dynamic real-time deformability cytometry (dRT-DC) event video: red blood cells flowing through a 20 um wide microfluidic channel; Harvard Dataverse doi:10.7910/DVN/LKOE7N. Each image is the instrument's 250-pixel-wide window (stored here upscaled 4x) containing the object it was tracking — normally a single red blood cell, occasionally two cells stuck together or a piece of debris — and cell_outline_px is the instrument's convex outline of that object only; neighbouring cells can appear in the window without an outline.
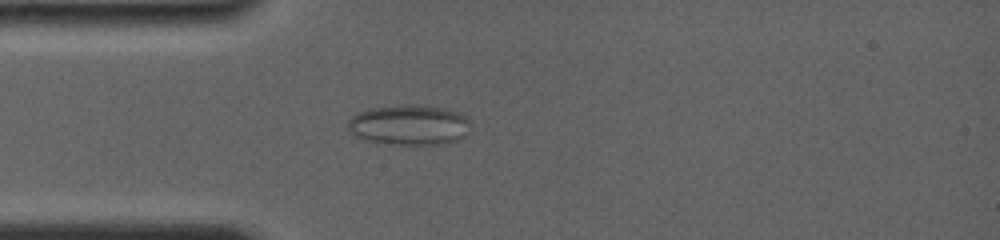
{"species": "common noctule bat (a hibernating species)", "species_latin": "Nyctalus noctula", "temperature_condition": "room temperature", "stored_images_in_passage": 62, "camera_frame_rate_fps": 4000, "um_per_image_px": 0.085, "animal": {"sex": "female", "body_mass_g": 19.0, "forearm_length_mm": 56.7}, "frame": {"image": 1, "passage_image": 13, "time_ms": 3.0, "image_size_px": [1000, 240], "cell_outline_px": [[468, 132], [464, 136], [456, 140], [440, 144], [392, 144], [368, 140], [356, 136], [348, 128], [348, 120], [352, 116], [360, 112], [372, 108], [408, 104], [444, 108], [456, 112], [464, 116], [468, 120]], "centroid_in_image_um": [34.77, 10.62], "position_along_channel_um": 50.2, "area_um2": 28.21}}
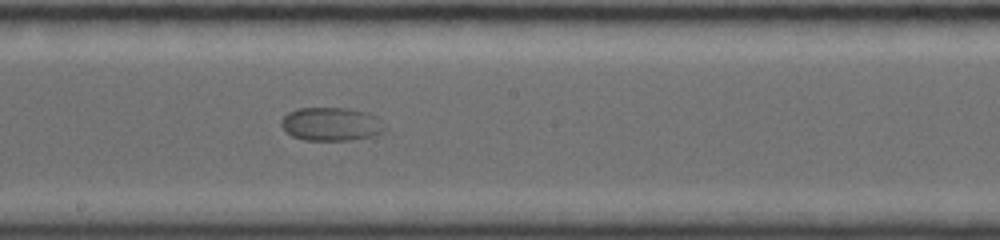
{"frame": {"image": 2, "passage_image": 32, "time_ms": 7.75, "image_size_px": [1000, 240], "cell_outline_px": [[388, 128], [384, 132], [372, 136], [352, 140], [304, 140], [292, 136], [280, 124], [280, 120], [288, 112], [296, 108], [348, 108], [364, 112], [376, 116]], "centroid_in_image_um": [28.16, 10.55], "position_along_channel_um": 220.0, "area_um2": 20.29}}
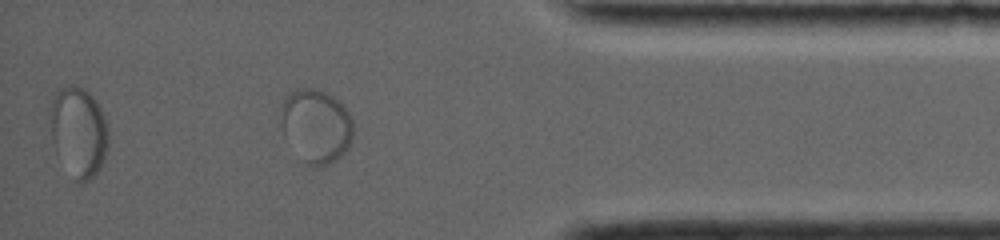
{"frame": {"image": 3, "passage_image": 54, "time_ms": 13.25, "image_size_px": [1000, 240], "cell_outline_px": [[352, 140], [348, 148], [340, 156], [328, 164], [320, 168], [312, 168], [304, 160], [284, 136], [280, 124], [280, 108], [284, 96], [296, 88], [316, 88], [340, 100], [344, 104], [352, 120]], "centroid_in_image_um": [26.85, 10.67], "position_along_channel_um": 408.4, "area_um2": 31.39}}